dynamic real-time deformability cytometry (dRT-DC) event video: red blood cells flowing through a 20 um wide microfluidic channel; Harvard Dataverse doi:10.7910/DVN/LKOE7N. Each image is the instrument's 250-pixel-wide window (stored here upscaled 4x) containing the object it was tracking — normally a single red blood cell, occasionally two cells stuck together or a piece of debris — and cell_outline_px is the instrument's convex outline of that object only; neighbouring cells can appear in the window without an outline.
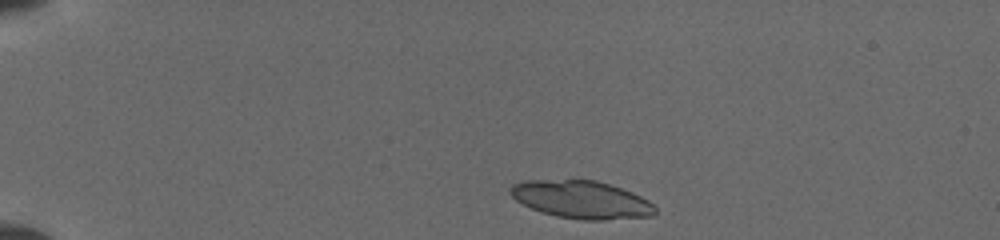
{"species": "common noctule bat (a hibernating species)", "species_latin": "Nyctalus noctula", "temperature_condition": "cold", "stored_images_in_passage": 4, "camera_frame_rate_fps": 3000, "um_per_image_px": 0.085, "animal": {"sex": "female", "body_mass_g": 19.5, "forearm_length_mm": 54.1}, "frame": {"image": 1, "passage_image": 1, "time_ms": 0.0, "image_size_px": [1000, 240], "cell_outline_px": [[656, 212], [652, 216], [604, 220], [584, 220], [556, 216], [540, 212], [516, 200], [508, 192], [508, 188], [512, 184], [524, 180], [596, 180], [632, 192], [648, 200], [656, 208]], "centroid_in_image_um": [49.4, 16.97], "position_along_channel_um": 35.6, "area_um2": 31.85}}